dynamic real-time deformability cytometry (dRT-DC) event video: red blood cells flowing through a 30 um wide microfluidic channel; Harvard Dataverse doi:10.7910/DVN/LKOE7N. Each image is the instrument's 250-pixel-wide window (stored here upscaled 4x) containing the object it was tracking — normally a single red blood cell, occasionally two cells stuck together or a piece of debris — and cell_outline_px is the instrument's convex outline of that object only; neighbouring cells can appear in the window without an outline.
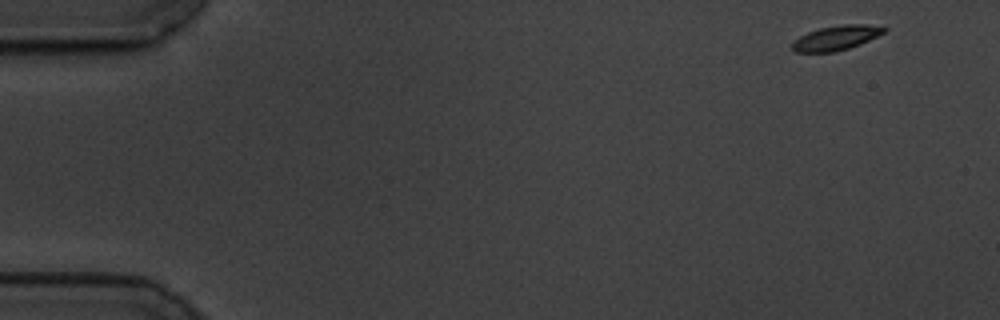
{"species": "common noctule bat (a hibernating species)", "species_latin": "Nyctalus noctula", "temperature_condition": "cold", "stored_images_in_passage": 56, "camera_frame_rate_fps": 3000, "um_per_image_px": 0.085, "animal": {"sex": "male", "body_mass_g": 19.5, "forearm_length_mm": 54.6}, "frame": {"image": 1, "passage_image": 1, "time_ms": 0.0, "image_size_px": [1000, 320], "cell_outline_px": [[888, 28], [884, 32], [860, 44], [848, 48], [832, 52], [796, 52], [792, 48], [792, 44], [800, 36], [808, 32], [820, 28], [844, 24], [864, 24]], "centroid_in_image_um": [71.07, 3.22], "position_along_channel_um": 13.9, "area_um2": 12.83}}
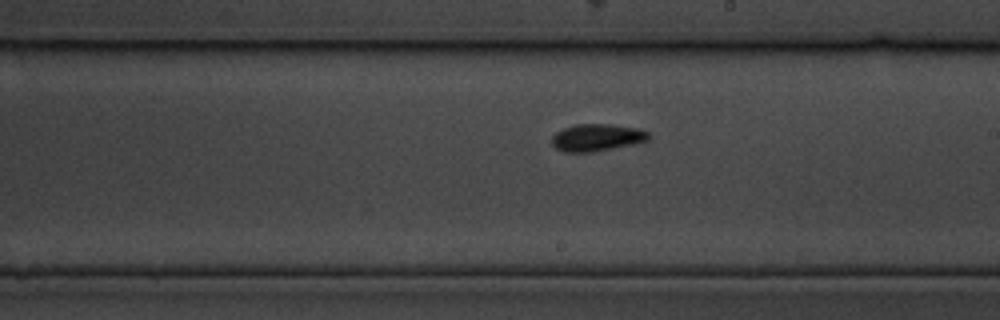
{"frame": {"image": 2, "passage_image": 31, "time_ms": 10.0, "image_size_px": [1000, 320], "cell_outline_px": [[648, 140], [632, 144], [592, 152], [564, 152], [556, 148], [552, 144], [552, 136], [556, 132], [564, 128], [576, 124], [612, 124], [640, 128], [648, 132]], "centroid_in_image_um": [50.72, 11.68], "position_along_channel_um": 238.3, "area_um2": 15.26}}
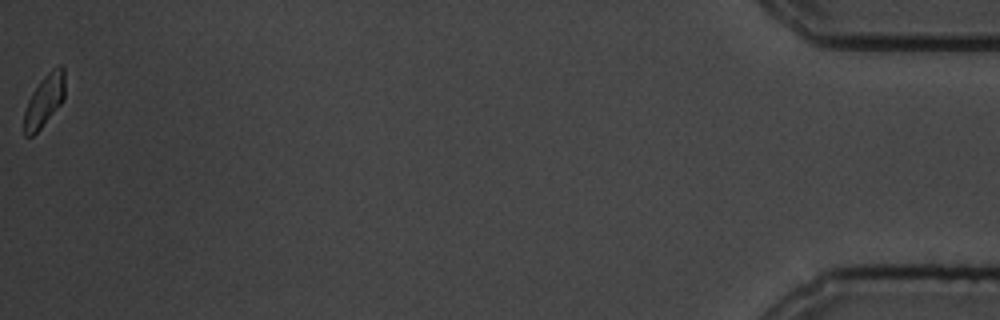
{"frame": {"image": 3, "passage_image": 56, "time_ms": 18.333, "image_size_px": [1000, 320], "cell_outline_px": [[64, 100], [40, 128], [32, 136], [24, 136], [24, 112], [28, 100], [32, 92], [40, 80], [56, 64], [60, 64], [64, 68]], "centroid_in_image_um": [3.77, 8.51], "position_along_channel_um": 431.4, "area_um2": 12.37}, "authors_computed_cell_mechanics": {"area_um2": 13.8431, "velocity_mm_per_s": 3.4391, "shape_relaxation_time_tau1_ms": 3.0928, "shape_relaxation_time_tau2_ms": 8.7599, "deformation_change_tau1": 0.1243, "deformation_change_tau2": 0.1172}}